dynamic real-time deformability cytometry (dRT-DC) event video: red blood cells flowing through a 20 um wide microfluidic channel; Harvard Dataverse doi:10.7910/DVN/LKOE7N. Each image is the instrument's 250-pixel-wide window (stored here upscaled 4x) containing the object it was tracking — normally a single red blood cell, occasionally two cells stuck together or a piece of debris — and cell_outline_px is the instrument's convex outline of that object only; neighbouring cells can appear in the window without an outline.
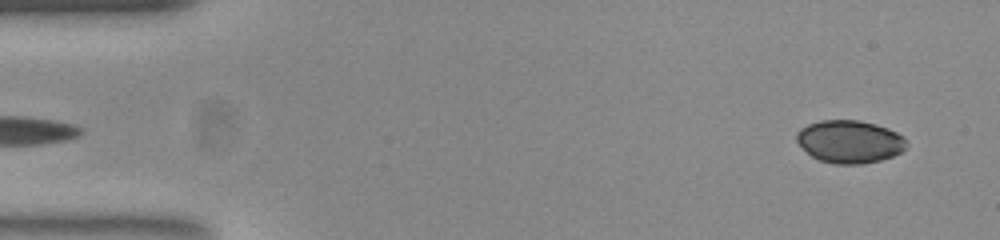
{"species": "common noctule bat (a hibernating species)", "species_latin": "Nyctalus noctula", "temperature_condition": "room temperature", "stored_images_in_passage": 53, "camera_frame_rate_fps": 3000, "um_per_image_px": 0.085, "animal": {"sex": "female", "body_mass_g": 23.0, "forearm_length_mm": 53.4}, "frame": {"image": 1, "passage_image": 3, "time_ms": 0.667, "image_size_px": [1000, 240], "cell_outline_px": [[908, 144], [900, 152], [892, 156], [880, 160], [860, 164], [832, 164], [820, 160], [812, 156], [796, 140], [796, 132], [800, 128], [808, 124], [820, 120], [860, 120], [876, 124], [888, 128], [904, 136]], "centroid_in_image_um": [72.22, 12.02], "position_along_channel_um": 12.8, "area_um2": 27.4}}
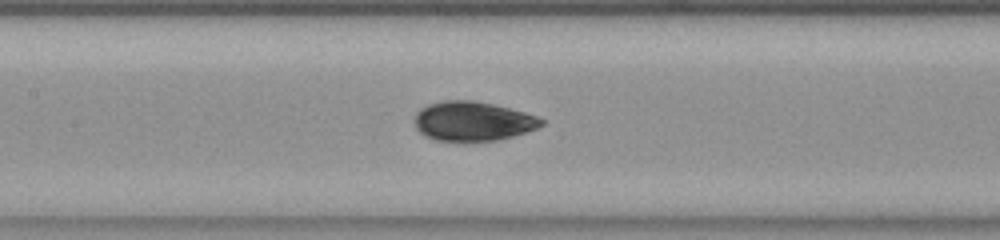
{"frame": {"image": 2, "passage_image": 24, "time_ms": 7.667, "image_size_px": [1000, 240], "cell_outline_px": [[544, 124], [536, 128], [512, 136], [496, 140], [436, 140], [420, 132], [416, 128], [416, 112], [420, 108], [428, 104], [444, 100], [472, 100], [492, 104], [524, 112], [536, 116], [544, 120]], "centroid_in_image_um": [40.18, 10.28], "position_along_channel_um": 167.2, "area_um2": 28.55}}
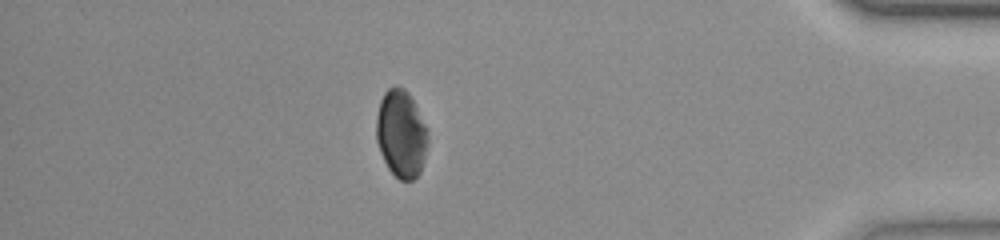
{"frame": {"image": 3, "passage_image": 46, "time_ms": 15.0, "image_size_px": [1000, 240], "cell_outline_px": [[424, 156], [420, 172], [412, 180], [400, 180], [388, 168], [380, 152], [376, 140], [376, 116], [380, 100], [384, 92], [388, 88], [396, 84], [404, 88], [408, 92], [412, 100], [424, 128]], "centroid_in_image_um": [34.01, 11.35], "position_along_channel_um": 401.2, "area_um2": 25.37}, "authors_computed_cell_mechanics": {"area_um2": 27.6284, "velocity_mm_per_s": 3.8045, "shape_relaxation_time_tau1_ms": 2.6357, "shape_relaxation_time_tau2_ms": 2.047, "deformation_change_tau1": 0.0973, "deformation_change_tau2": 0.0639}}